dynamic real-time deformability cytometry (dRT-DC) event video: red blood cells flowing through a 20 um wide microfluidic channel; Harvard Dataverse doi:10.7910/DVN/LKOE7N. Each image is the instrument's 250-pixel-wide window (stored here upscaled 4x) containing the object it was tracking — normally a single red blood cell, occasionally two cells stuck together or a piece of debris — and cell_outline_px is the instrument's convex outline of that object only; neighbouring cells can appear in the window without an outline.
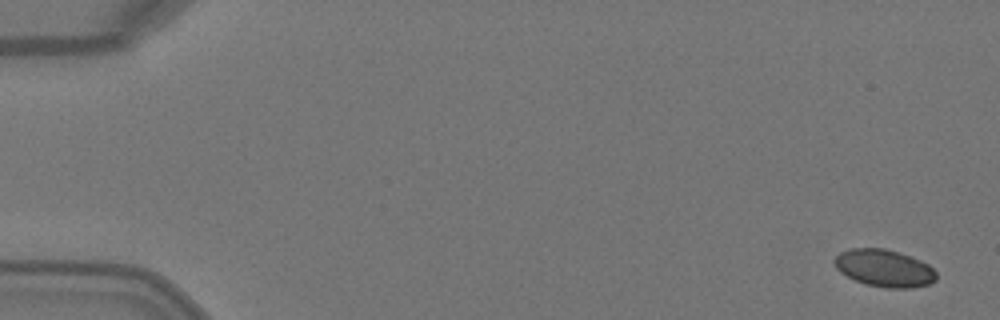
{"species": "Egyptian fruit bat (a non-hibernating species)", "species_latin": "Rousettus aegyptiacus", "temperature_condition": "warm", "stored_images_in_passage": 4, "camera_frame_rate_fps": 3000, "um_per_image_px": 0.085, "animal": {"sex": "female"}, "frame": {"image": 1, "passage_image": 1, "time_ms": 0.0, "image_size_px": [1000, 320], "cell_outline_px": [[936, 280], [928, 284], [912, 288], [884, 288], [864, 284], [840, 272], [836, 268], [832, 260], [840, 252], [848, 248], [884, 248], [900, 252], [920, 260], [928, 264], [936, 272]], "centroid_in_image_um": [75.14, 22.79], "position_along_channel_um": 9.9, "area_um2": 22.31}}